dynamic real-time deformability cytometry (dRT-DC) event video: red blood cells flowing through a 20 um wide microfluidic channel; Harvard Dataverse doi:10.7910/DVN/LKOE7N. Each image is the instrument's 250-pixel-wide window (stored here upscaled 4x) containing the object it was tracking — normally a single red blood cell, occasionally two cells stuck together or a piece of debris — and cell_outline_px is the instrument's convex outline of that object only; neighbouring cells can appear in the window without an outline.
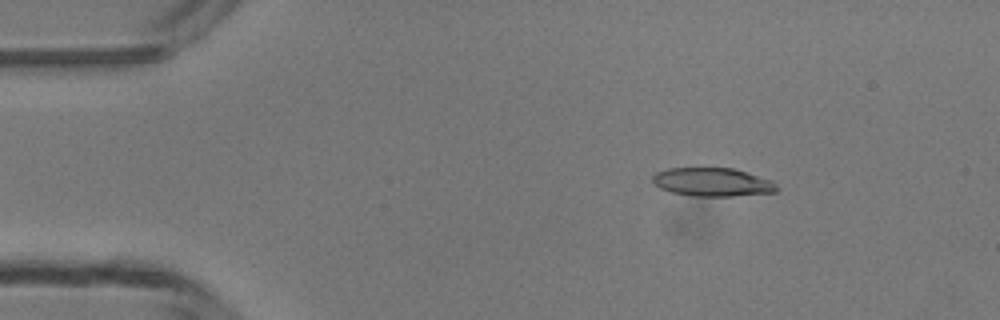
{"species": "common noctule bat (a hibernating species)", "species_latin": "Nyctalus noctula", "temperature_condition": "room temperature", "stored_images_in_passage": 49, "camera_frame_rate_fps": 3000, "um_per_image_px": 0.085, "animal": {"sex": "male", "body_mass_g": 13.3}, "frame": {"image": 1, "passage_image": 8, "time_ms": 2.333, "image_size_px": [1000, 320], "cell_outline_px": [[780, 188], [776, 192], [732, 196], [692, 196], [672, 192], [660, 188], [652, 180], [652, 176], [656, 172], [668, 168], [732, 168], [772, 180]], "centroid_in_image_um": [60.57, 15.48], "position_along_channel_um": 24.4, "area_um2": 20.58}}
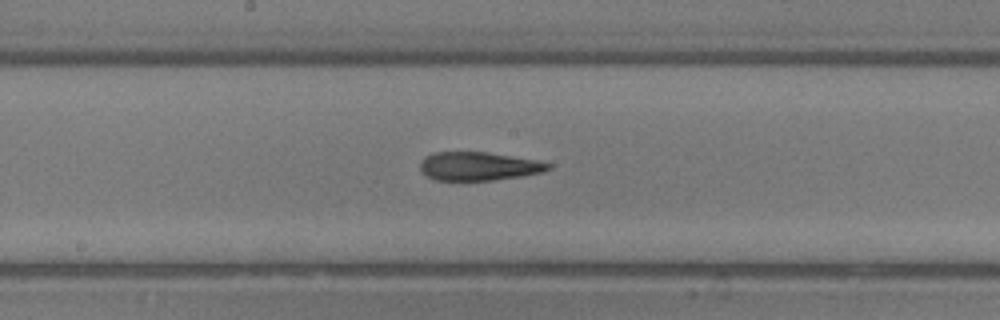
{"frame": {"image": 2, "passage_image": 26, "time_ms": 8.333, "image_size_px": [1000, 320], "cell_outline_px": [[552, 168], [544, 172], [520, 176], [492, 180], [436, 180], [420, 172], [420, 160], [424, 156], [432, 152], [488, 152], [536, 160], [552, 164]], "centroid_in_image_um": [40.66, 14.12], "position_along_channel_um": 207.5, "area_um2": 21.39}}
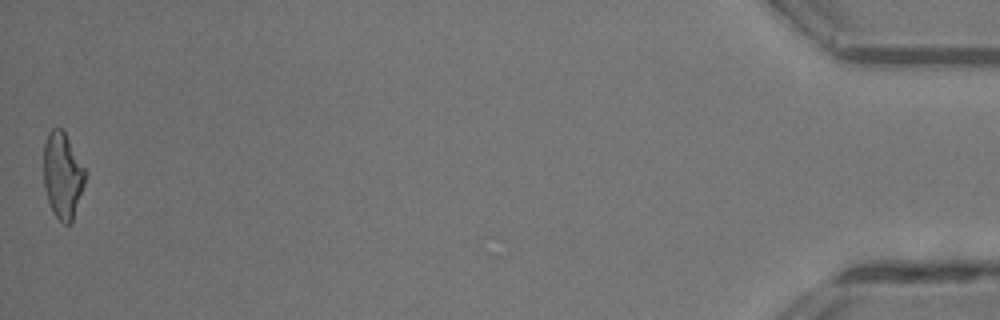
{"frame": {"image": 3, "passage_image": 49, "time_ms": 16.0, "image_size_px": [1000, 320], "cell_outline_px": [[88, 172], [72, 224], [64, 224], [52, 212], [48, 200], [44, 184], [44, 144], [48, 132], [52, 128], [60, 128], [64, 132]], "centroid_in_image_um": [5.34, 14.93], "position_along_channel_um": 429.9, "area_um2": 20.98}, "authors_computed_cell_mechanics": {"area_um2": 21.5016, "velocity_mm_per_s": 4.2236, "shape_relaxation_time_tau1_ms": 6.5732, "shape_relaxation_time_tau2_ms": 3.3973, "deformation_change_tau1": 0.246, "deformation_change_tau2": 0.1542}}